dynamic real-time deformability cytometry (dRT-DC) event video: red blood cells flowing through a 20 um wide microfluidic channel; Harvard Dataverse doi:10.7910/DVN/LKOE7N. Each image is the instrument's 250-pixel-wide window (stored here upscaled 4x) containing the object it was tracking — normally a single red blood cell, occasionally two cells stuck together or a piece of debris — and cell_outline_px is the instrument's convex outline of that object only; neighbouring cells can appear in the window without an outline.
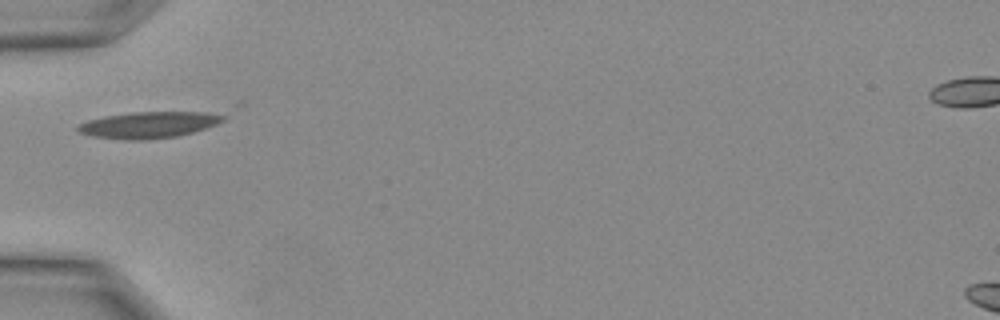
{"species": "Egyptian fruit bat (a non-hibernating species)", "species_latin": "Rousettus aegyptiacus", "temperature_condition": "warm", "stored_images_in_passage": 2, "camera_frame_rate_fps": 3000, "um_per_image_px": 0.085, "animal": {"sex": "female"}, "frame": {"image": 1, "passage_image": 1, "time_ms": 0.0, "image_size_px": [1000, 320], "cell_outline_px": [[224, 120], [216, 124], [192, 132], [176, 136], [144, 140], [120, 140], [92, 136], [76, 132], [76, 128], [80, 124], [88, 120], [104, 116], [136, 112], [208, 112], [224, 116]], "centroid_in_image_um": [12.57, 10.62], "position_along_channel_um": 72.4, "area_um2": 22.2}}